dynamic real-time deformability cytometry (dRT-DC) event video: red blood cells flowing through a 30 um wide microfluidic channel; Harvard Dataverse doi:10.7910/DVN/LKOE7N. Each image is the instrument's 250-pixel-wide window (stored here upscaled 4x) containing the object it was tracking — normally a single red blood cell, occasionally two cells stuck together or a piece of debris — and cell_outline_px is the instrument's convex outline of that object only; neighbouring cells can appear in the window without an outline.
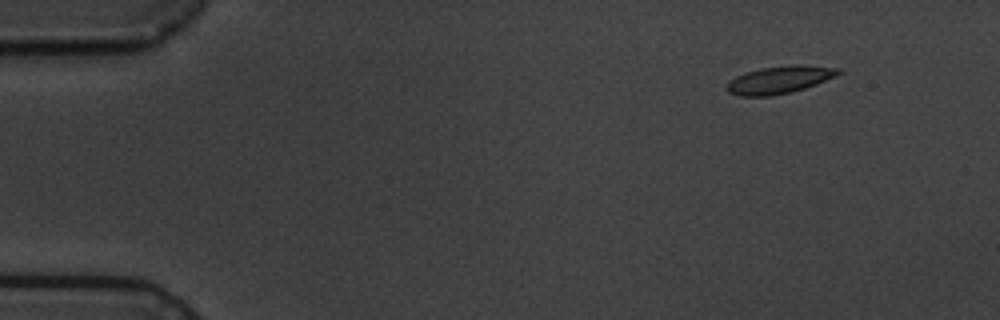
{"species": "common noctule bat (a hibernating species)", "species_latin": "Nyctalus noctula", "temperature_condition": "cold", "stored_images_in_passage": 5, "camera_frame_rate_fps": 3000, "um_per_image_px": 0.085, "animal": {"sex": "male", "body_mass_g": 19.5, "forearm_length_mm": 54.6}, "frame": {"image": 1, "passage_image": 1, "time_ms": 0.0, "image_size_px": [1000, 320], "cell_outline_px": [[844, 72], [836, 76], [816, 84], [792, 92], [768, 96], [740, 96], [728, 92], [724, 88], [724, 84], [728, 80], [744, 72], [760, 68], [792, 64], [804, 64], [844, 68]], "centroid_in_image_um": [66.26, 6.76], "position_along_channel_um": 18.7, "area_um2": 18.44}}
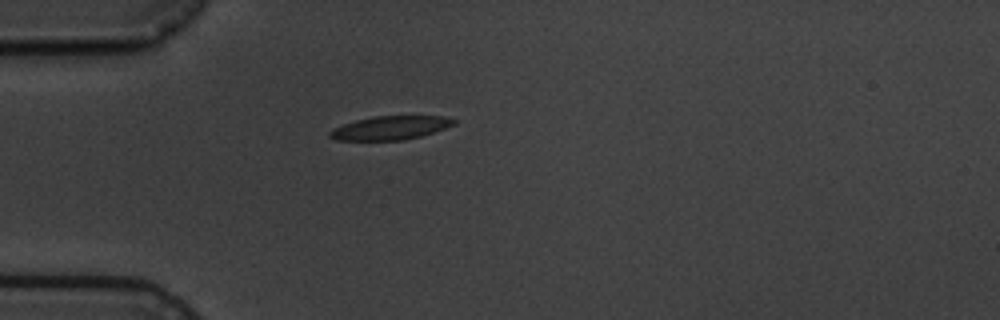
{"frame": {"image": 2, "passage_image": 4, "time_ms": 3.333, "image_size_px": [1000, 320], "cell_outline_px": [[456, 124], [420, 136], [404, 140], [336, 140], [328, 136], [328, 132], [332, 128], [356, 120], [372, 116], [444, 116], [456, 120]], "centroid_in_image_um": [33.14, 10.86], "position_along_channel_um": 51.9, "area_um2": 17.05}}